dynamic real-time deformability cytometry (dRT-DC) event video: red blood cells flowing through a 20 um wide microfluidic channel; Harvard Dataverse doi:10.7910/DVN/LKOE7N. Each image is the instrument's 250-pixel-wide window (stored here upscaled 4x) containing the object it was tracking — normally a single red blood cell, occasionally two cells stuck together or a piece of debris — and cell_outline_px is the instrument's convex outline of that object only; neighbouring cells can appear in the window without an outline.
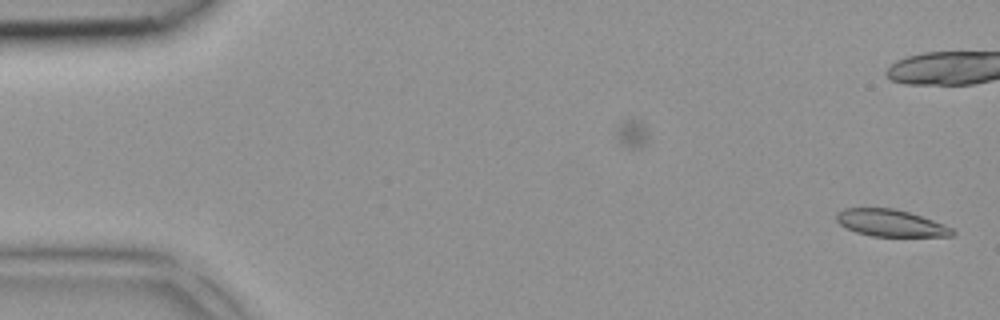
{"species": "common noctule bat (a hibernating species)", "species_latin": "Nyctalus noctula", "temperature_condition": "room temperature", "stored_images_in_passage": 7, "camera_frame_rate_fps": 3000, "um_per_image_px": 0.085, "animal": {"sex": "female", "body_mass_g": 18.4}, "frame": {"image": 1, "passage_image": 1, "time_ms": 0.0, "image_size_px": [1000, 320], "cell_outline_px": [[956, 232], [952, 236], [872, 236], [856, 232], [844, 228], [836, 220], [836, 212], [844, 208], [896, 208], [944, 224], [952, 228]], "centroid_in_image_um": [75.67, 18.95], "position_along_channel_um": 9.3, "area_um2": 18.21}}